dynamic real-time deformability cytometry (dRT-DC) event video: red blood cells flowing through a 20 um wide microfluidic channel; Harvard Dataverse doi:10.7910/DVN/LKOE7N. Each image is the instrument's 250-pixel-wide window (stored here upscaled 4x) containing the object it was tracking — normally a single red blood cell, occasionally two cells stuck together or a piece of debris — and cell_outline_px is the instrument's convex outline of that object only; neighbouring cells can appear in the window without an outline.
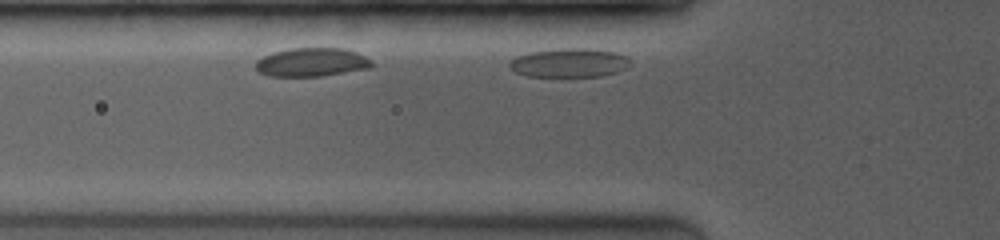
{"species": "common noctule bat (a hibernating species)", "species_latin": "Nyctalus noctula", "temperature_condition": "room temperature", "stored_images_in_passage": 6, "camera_frame_rate_fps": 3500, "um_per_image_px": 0.085, "animal": {"sex": "female", "body_mass_g": 19.0, "forearm_length_mm": 53.3}, "frame": {"image": 1, "passage_image": 6, "time_ms": 0.857, "image_size_px": [1000, 240], "cell_outline_px": [[632, 64], [628, 68], [616, 72], [600, 76], [528, 76], [516, 72], [508, 64], [508, 60], [516, 56], [532, 52], [564, 48], [592, 48], [616, 52], [628, 56], [632, 60]], "centroid_in_image_um": [48.46, 5.33], "position_along_channel_um": 77.3, "area_um2": 20.52}}